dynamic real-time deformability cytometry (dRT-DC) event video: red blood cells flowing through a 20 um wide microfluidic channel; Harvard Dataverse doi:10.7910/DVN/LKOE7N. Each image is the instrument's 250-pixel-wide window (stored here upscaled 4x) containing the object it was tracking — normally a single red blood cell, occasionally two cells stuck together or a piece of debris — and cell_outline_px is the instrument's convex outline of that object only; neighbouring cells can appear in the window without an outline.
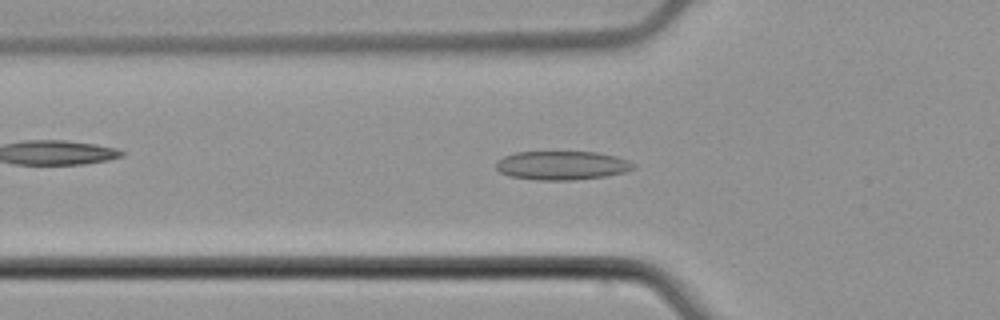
{"species": "common noctule bat (a hibernating species)", "species_latin": "Nyctalus noctula", "temperature_condition": "cold", "stored_images_in_passage": 51, "camera_frame_rate_fps": 3000, "um_per_image_px": 0.085, "animal": {"sex": "male", "body_mass_g": 21.5, "forearm_length_mm": 52.0}, "frame": {"image": 1, "passage_image": 17, "time_ms": 5.333, "image_size_px": [1000, 320], "cell_outline_px": [[636, 168], [624, 172], [608, 176], [572, 180], [536, 180], [508, 176], [500, 172], [496, 168], [496, 160], [504, 156], [516, 152], [596, 152], [616, 156], [628, 160], [636, 164]], "centroid_in_image_um": [47.77, 14.06], "position_along_channel_um": 78.0, "area_um2": 23.29}}
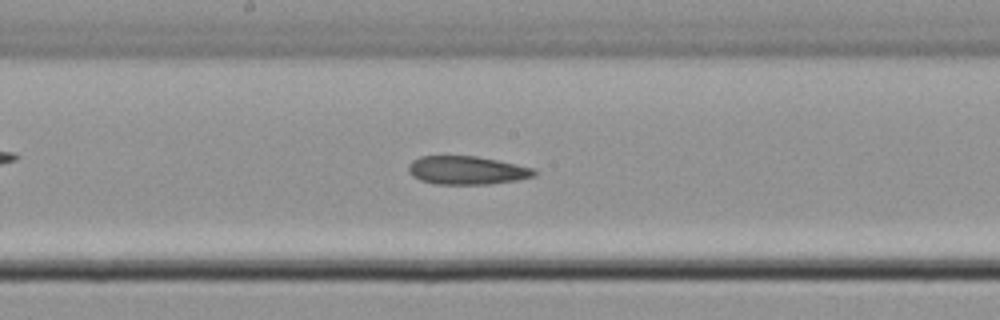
{"frame": {"image": 2, "passage_image": 27, "time_ms": 8.667, "image_size_px": [1000, 320], "cell_outline_px": [[536, 176], [516, 180], [488, 184], [436, 184], [420, 180], [412, 176], [408, 172], [408, 164], [412, 160], [420, 156], [476, 156], [516, 164], [532, 168], [536, 172]], "centroid_in_image_um": [39.64, 14.47], "position_along_channel_um": 208.6, "area_um2": 20.75}}
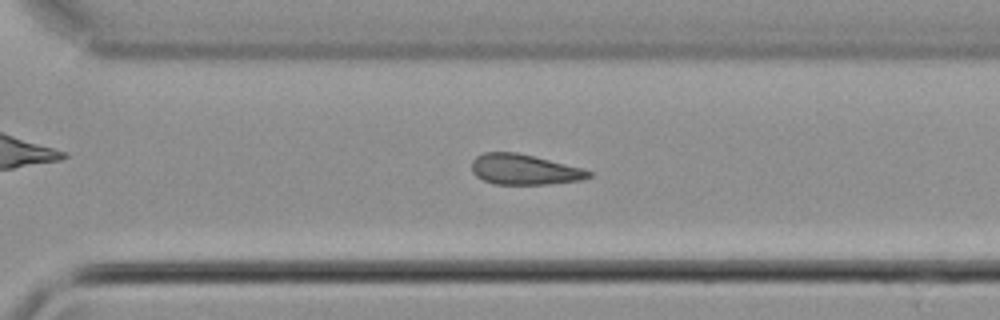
{"frame": {"image": 3, "passage_image": 36, "time_ms": 11.667, "image_size_px": [1000, 320], "cell_outline_px": [[592, 176], [584, 180], [548, 184], [496, 184], [484, 180], [476, 176], [472, 172], [472, 160], [476, 156], [484, 152], [516, 152], [584, 168], [592, 172]], "centroid_in_image_um": [44.59, 14.41], "position_along_channel_um": 326.0, "area_um2": 20.81}}